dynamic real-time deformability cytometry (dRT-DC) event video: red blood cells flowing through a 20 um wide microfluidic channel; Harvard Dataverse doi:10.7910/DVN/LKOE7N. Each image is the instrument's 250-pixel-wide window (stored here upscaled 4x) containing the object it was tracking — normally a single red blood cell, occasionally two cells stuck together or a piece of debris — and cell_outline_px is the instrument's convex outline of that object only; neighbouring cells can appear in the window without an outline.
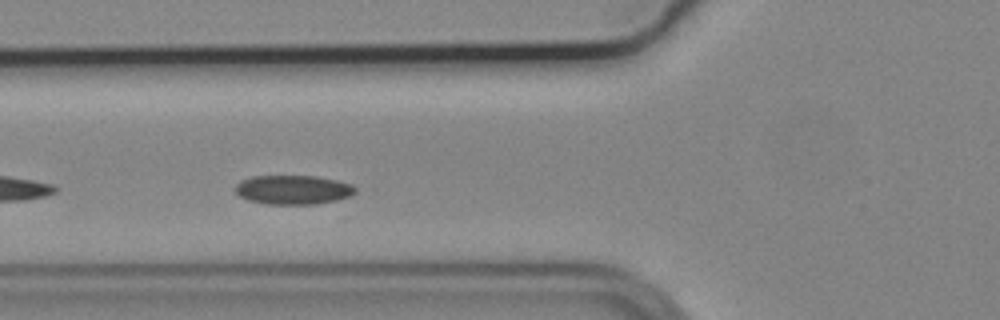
{"species": "common noctule bat (a hibernating species)", "species_latin": "Nyctalus noctula", "temperature_condition": "cold", "stored_images_in_passage": 16, "camera_frame_rate_fps": 3000, "um_per_image_px": 0.085, "animal": {"sex": "male", "body_mass_g": 19.2, "forearm_length_mm": 51.8}, "frame": {"image": 1, "passage_image": 5, "time_ms": 1.333, "image_size_px": [1000, 320], "cell_outline_px": [[356, 192], [348, 196], [336, 200], [316, 204], [268, 204], [248, 200], [240, 196], [236, 192], [236, 184], [240, 180], [252, 176], [316, 176], [336, 180], [352, 184], [356, 188]], "centroid_in_image_um": [24.91, 16.12], "position_along_channel_um": 100.9, "area_um2": 20.35}}